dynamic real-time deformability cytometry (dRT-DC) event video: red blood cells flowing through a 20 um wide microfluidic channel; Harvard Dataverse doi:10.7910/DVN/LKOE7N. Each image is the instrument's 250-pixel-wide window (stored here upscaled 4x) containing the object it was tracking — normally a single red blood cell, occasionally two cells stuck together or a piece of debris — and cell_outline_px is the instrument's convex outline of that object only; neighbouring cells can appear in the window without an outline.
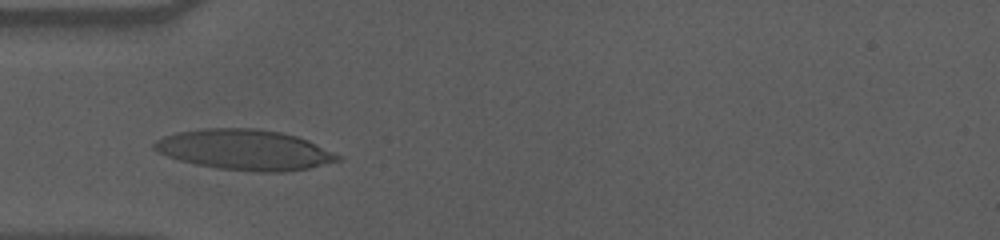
{"species": "human", "species_latin": "Homo sapiens", "temperature_condition": "cold", "stored_images_in_passage": 39, "camera_frame_rate_fps": 3000, "um_per_image_px": 0.085, "donor": {"sex": "male"}, "frame": {"image": 1, "passage_image": 10, "time_ms": 3.0, "image_size_px": [1000, 240], "cell_outline_px": [[344, 160], [308, 168], [284, 172], [256, 172], [216, 168], [196, 164], [180, 160], [156, 152], [152, 148], [152, 144], [156, 140], [164, 136], [176, 132], [204, 128], [256, 128], [280, 132], [296, 136], [308, 140], [344, 156]], "centroid_in_image_um": [20.83, 12.73], "position_along_channel_um": 64.2, "area_um2": 43.58}}
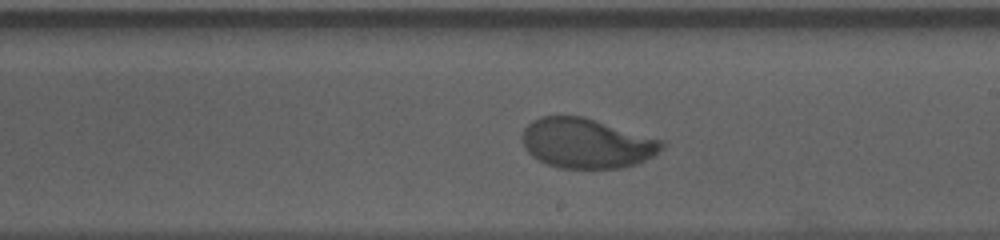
{"frame": {"image": 2, "passage_image": 25, "time_ms": 8.0, "image_size_px": [1000, 240], "cell_outline_px": [[668, 144], [664, 148], [652, 156], [636, 164], [620, 168], [560, 168], [548, 164], [532, 156], [524, 148], [520, 136], [524, 128], [532, 120], [540, 116], [584, 116], [664, 140]], "centroid_in_image_um": [49.87, 12.16], "position_along_channel_um": 239.1, "area_um2": 40.92}}
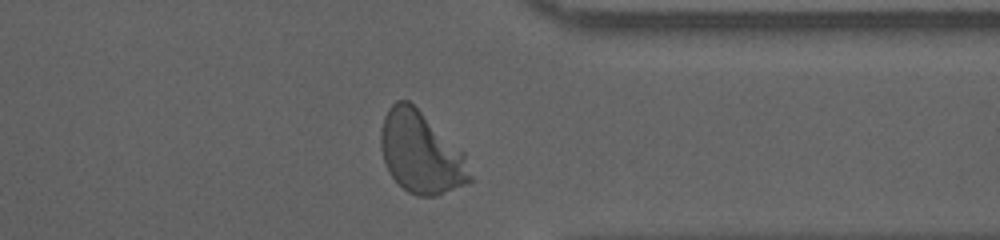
{"frame": {"image": 3, "passage_image": 37, "time_ms": 12.0, "image_size_px": [1000, 240], "cell_outline_px": [[472, 180], [464, 184], [436, 196], [416, 196], [408, 192], [388, 172], [380, 148], [380, 132], [384, 116], [388, 108], [396, 100], [408, 100], [464, 152], [472, 176]], "centroid_in_image_um": [35.76, 12.98], "position_along_channel_um": 375.6, "area_um2": 42.08}, "authors_computed_cell_mechanics": {"area_um2": 40.9224, "velocity_mm_per_s": 3.5203, "shape_relaxation_time_tau1_ms": 3.8135, "shape_relaxation_time_tau2_ms": null, "deformation_change_tau1": 0.1847, "deformation_change_tau2": null}}